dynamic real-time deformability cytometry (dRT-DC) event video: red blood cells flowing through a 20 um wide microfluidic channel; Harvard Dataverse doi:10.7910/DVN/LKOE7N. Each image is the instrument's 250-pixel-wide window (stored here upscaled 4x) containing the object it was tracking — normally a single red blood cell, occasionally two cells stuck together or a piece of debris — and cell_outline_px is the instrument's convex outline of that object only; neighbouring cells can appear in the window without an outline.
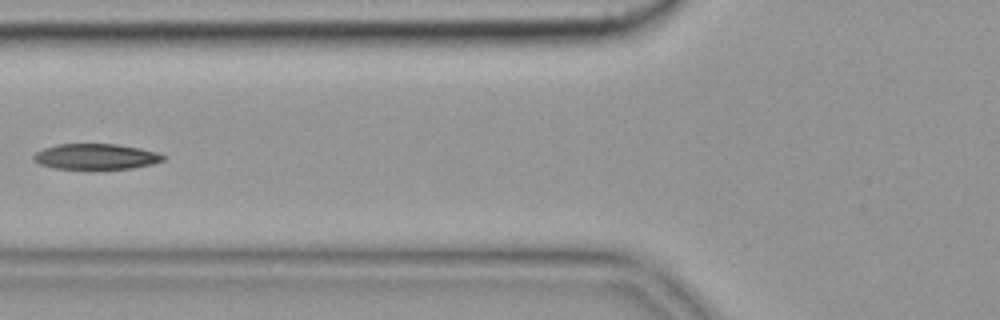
{"species": "common noctule bat (a hibernating species)", "species_latin": "Nyctalus noctula", "temperature_condition": "cold", "stored_images_in_passage": 7, "camera_frame_rate_fps": 3000, "um_per_image_px": 0.085, "animal": {"sex": "female", "body_mass_g": 19.9}, "frame": {"image": 1, "passage_image": 6, "time_ms": 1.667, "image_size_px": [1000, 320], "cell_outline_px": [[164, 160], [152, 164], [132, 168], [96, 172], [52, 168], [40, 164], [32, 160], [32, 156], [36, 152], [44, 148], [56, 144], [116, 144], [140, 148], [156, 152], [164, 156]], "centroid_in_image_um": [8.1, 13.36], "position_along_channel_um": 117.7, "area_um2": 20.29}}